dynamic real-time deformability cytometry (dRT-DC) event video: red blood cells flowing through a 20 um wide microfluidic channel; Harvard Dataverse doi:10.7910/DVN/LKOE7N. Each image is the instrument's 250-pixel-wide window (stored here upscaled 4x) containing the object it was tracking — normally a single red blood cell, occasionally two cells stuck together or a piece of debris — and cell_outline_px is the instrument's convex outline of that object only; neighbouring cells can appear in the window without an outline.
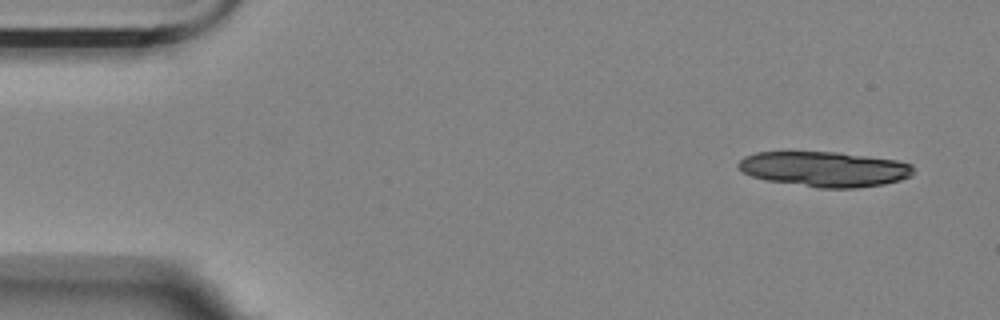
{"species": "Egyptian fruit bat (a non-hibernating species)", "species_latin": "Rousettus aegyptiacus", "temperature_condition": "room temperature", "stored_images_in_passage": 5, "camera_frame_rate_fps": 3000, "um_per_image_px": 0.085, "animal": {"sex": "female"}, "frame": {"image": 1, "passage_image": 1, "time_ms": 0.0, "image_size_px": [1000, 320], "cell_outline_px": [[912, 176], [900, 180], [884, 184], [856, 188], [816, 188], [768, 180], [752, 176], [744, 172], [736, 164], [744, 156], [756, 152], [840, 152], [896, 160], [912, 164]], "centroid_in_image_um": [70.09, 14.37], "position_along_channel_um": 14.9, "area_um2": 35.89}}